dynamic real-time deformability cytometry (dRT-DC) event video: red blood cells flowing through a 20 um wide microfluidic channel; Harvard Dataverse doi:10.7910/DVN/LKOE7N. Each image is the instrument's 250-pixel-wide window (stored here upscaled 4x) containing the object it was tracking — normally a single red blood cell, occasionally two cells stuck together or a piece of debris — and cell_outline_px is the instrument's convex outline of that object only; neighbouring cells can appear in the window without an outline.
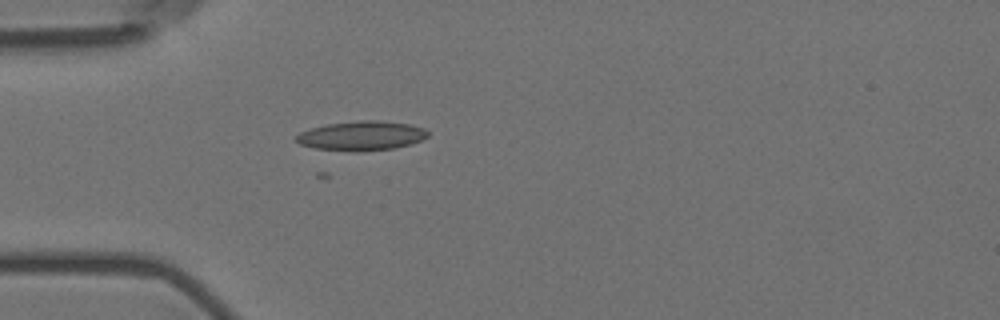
{"species": "Egyptian fruit bat (a non-hibernating species)", "species_latin": "Rousettus aegyptiacus", "temperature_condition": "room temperature", "stored_images_in_passage": 2, "camera_frame_rate_fps": 3000, "um_per_image_px": 0.085, "animal": {"sex": "female"}, "frame": {"image": 1, "passage_image": 2, "time_ms": 0.333, "image_size_px": [1000, 320], "cell_outline_px": [[428, 136], [412, 144], [392, 148], [360, 152], [352, 152], [316, 148], [300, 144], [296, 140], [296, 136], [300, 132], [324, 124], [360, 120], [376, 120], [412, 124], [424, 128], [428, 132]], "centroid_in_image_um": [30.74, 11.54], "position_along_channel_um": 54.3, "area_um2": 22.66}}